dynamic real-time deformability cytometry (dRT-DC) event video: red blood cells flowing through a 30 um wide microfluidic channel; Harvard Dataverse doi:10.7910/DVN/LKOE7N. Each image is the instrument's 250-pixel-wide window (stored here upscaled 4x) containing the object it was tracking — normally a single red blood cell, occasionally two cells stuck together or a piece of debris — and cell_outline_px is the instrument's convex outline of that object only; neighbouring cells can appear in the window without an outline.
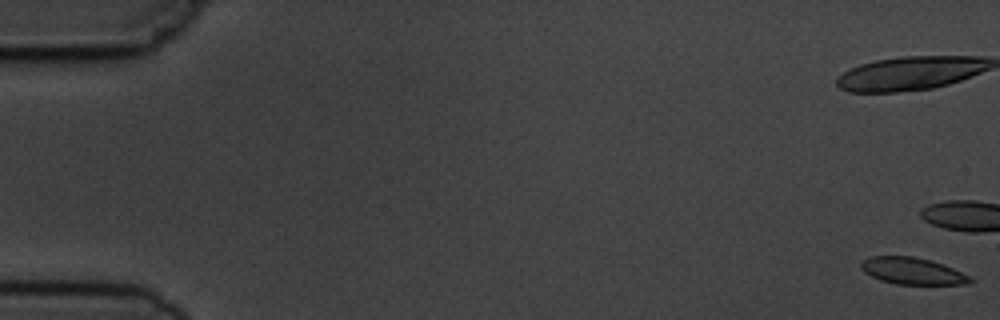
{"species": "common noctule bat (a hibernating species)", "species_latin": "Nyctalus noctula", "temperature_condition": "cold", "stored_images_in_passage": 5, "camera_frame_rate_fps": 3000, "um_per_image_px": 0.085, "animal": {"sex": "male", "body_mass_g": 19.5, "forearm_length_mm": 54.6}, "frame": {"image": 1, "passage_image": 1, "time_ms": 0.0, "image_size_px": [1000, 320], "cell_outline_px": [[976, 280], [972, 284], [896, 284], [880, 280], [864, 272], [860, 268], [860, 260], [868, 256], [912, 256], [928, 260], [952, 268]], "centroid_in_image_um": [77.5, 23.03], "position_along_channel_um": 7.5, "area_um2": 16.99}}